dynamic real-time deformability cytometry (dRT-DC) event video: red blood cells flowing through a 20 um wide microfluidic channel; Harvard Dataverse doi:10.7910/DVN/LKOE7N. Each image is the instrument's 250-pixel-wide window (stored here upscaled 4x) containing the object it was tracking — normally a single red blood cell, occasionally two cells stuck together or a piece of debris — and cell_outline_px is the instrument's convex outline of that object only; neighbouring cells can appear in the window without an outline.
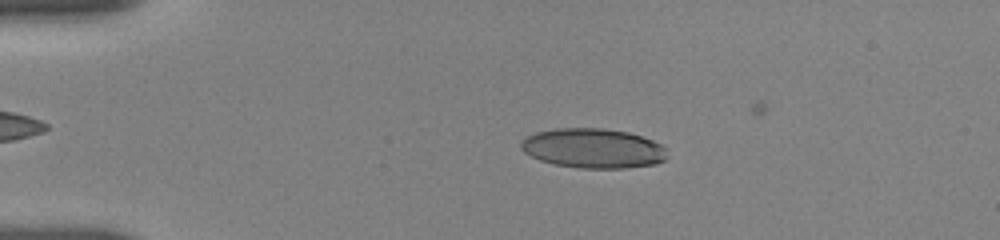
{"species": "human", "species_latin": "Homo sapiens", "temperature_condition": "room temperature", "stored_images_in_passage": 54, "camera_frame_rate_fps": 3000, "um_per_image_px": 0.085, "donor": {"sex": "female"}, "frame": {"image": 1, "passage_image": 11, "time_ms": 3.333, "image_size_px": [1000, 240], "cell_outline_px": [[668, 156], [664, 160], [656, 164], [628, 168], [580, 168], [556, 164], [540, 160], [524, 152], [520, 148], [520, 140], [536, 132], [556, 128], [604, 128], [628, 132], [652, 140], [668, 148]], "centroid_in_image_um": [50.44, 12.6], "position_along_channel_um": 34.6, "area_um2": 33.99}}
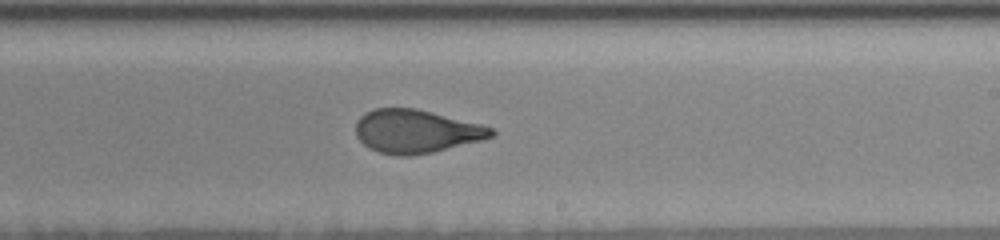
{"frame": {"image": 2, "passage_image": 33, "time_ms": 10.667, "image_size_px": [1000, 240], "cell_outline_px": [[496, 132], [492, 136], [480, 140], [432, 152], [408, 156], [396, 156], [380, 152], [368, 148], [356, 136], [356, 120], [364, 112], [376, 108], [416, 108], [480, 124], [492, 128]], "centroid_in_image_um": [35.31, 11.16], "position_along_channel_um": 253.7, "area_um2": 34.04}}
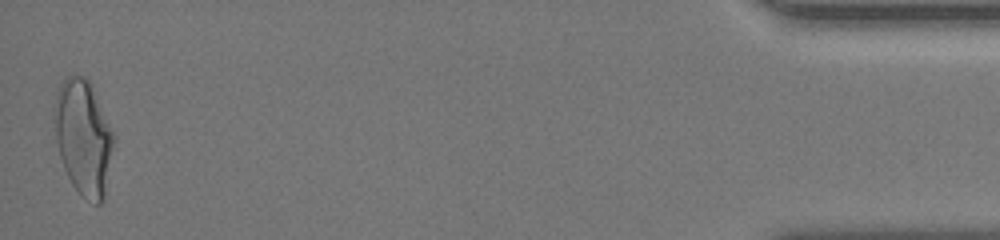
{"frame": {"image": 3, "passage_image": 54, "time_ms": 17.667, "image_size_px": [1000, 240], "cell_outline_px": [[116, 140], [104, 200], [100, 204], [96, 204], [80, 196], [72, 184], [64, 168], [60, 156], [56, 140], [52, 116], [56, 92], [60, 84], [68, 76], [76, 72], [84, 76], [88, 80], [116, 136]], "centroid_in_image_um": [7.1, 11.68], "position_along_channel_um": 428.1, "area_um2": 40.58}, "authors_computed_cell_mechanics": {"area_um2": 34.4488, "velocity_mm_per_s": 3.6644, "shape_relaxation_time_tau1_ms": 10.487, "shape_relaxation_time_tau2_ms": 0.9574, "deformation_change_tau1": 0.2556, "deformation_change_tau2": 0.0806}}